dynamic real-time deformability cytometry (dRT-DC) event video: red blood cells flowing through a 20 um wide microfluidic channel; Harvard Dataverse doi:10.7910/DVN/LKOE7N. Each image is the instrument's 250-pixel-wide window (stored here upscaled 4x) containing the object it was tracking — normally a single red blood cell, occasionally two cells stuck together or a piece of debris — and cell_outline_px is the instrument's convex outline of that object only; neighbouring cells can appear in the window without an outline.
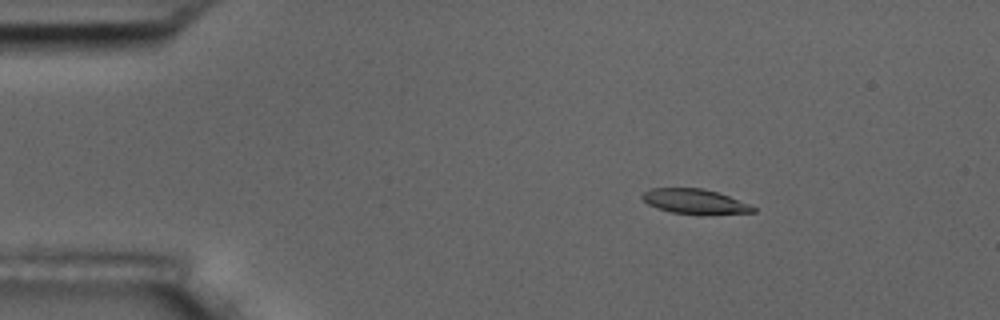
{"species": "common noctule bat (a hibernating species)", "species_latin": "Nyctalus noctula", "temperature_condition": "room temperature", "stored_images_in_passage": 55, "camera_frame_rate_fps": 3000, "um_per_image_px": 0.085, "animal": {"sex": "male", "body_mass_g": 17.5, "forearm_length_mm": 52.3}, "frame": {"image": 1, "passage_image": 8, "time_ms": 2.333, "image_size_px": [1000, 320], "cell_outline_px": [[756, 212], [700, 216], [672, 212], [656, 208], [648, 204], [640, 196], [648, 188], [704, 188], [728, 196], [748, 204], [756, 208]], "centroid_in_image_um": [59.05, 17.15], "position_along_channel_um": 26.0, "area_um2": 16.36}}
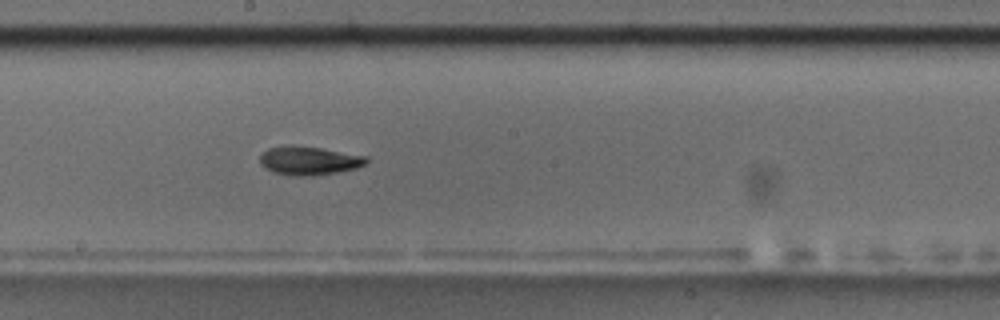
{"frame": {"image": 2, "passage_image": 30, "time_ms": 9.667, "image_size_px": [1000, 320], "cell_outline_px": [[368, 160], [364, 164], [356, 168], [336, 172], [312, 176], [296, 176], [272, 172], [264, 168], [260, 164], [260, 156], [268, 148], [288, 144], [320, 148], [368, 156]], "centroid_in_image_um": [26.23, 13.65], "position_along_channel_um": 222.0, "area_um2": 17.8}}
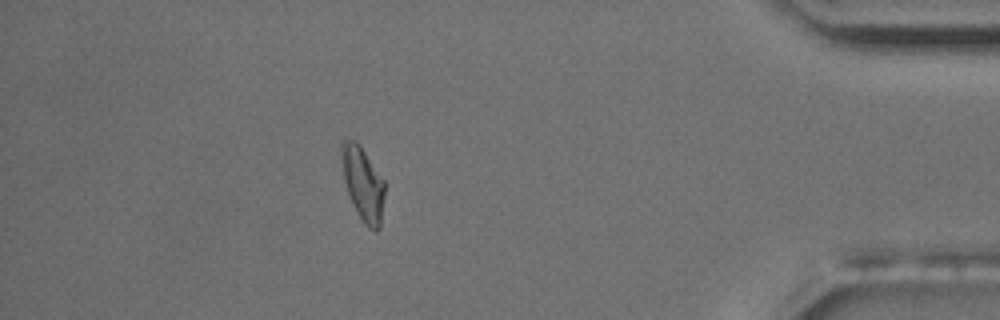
{"frame": {"image": 3, "passage_image": 49, "time_ms": 16.0, "image_size_px": [1000, 320], "cell_outline_px": [[384, 196], [380, 228], [376, 232], [368, 228], [364, 224], [348, 192], [344, 180], [340, 152], [340, 144], [344, 140], [356, 140], [360, 144], [384, 180]], "centroid_in_image_um": [30.85, 15.58], "position_along_channel_um": 404.3, "area_um2": 18.38}, "authors_computed_cell_mechanics": {"area_um2": 17.34, "velocity_mm_per_s": 3.5893, "shape_relaxation_time_tau1_ms": 8.974, "shape_relaxation_time_tau2_ms": null, "deformation_change_tau1": 0.2151, "deformation_change_tau2": null}}